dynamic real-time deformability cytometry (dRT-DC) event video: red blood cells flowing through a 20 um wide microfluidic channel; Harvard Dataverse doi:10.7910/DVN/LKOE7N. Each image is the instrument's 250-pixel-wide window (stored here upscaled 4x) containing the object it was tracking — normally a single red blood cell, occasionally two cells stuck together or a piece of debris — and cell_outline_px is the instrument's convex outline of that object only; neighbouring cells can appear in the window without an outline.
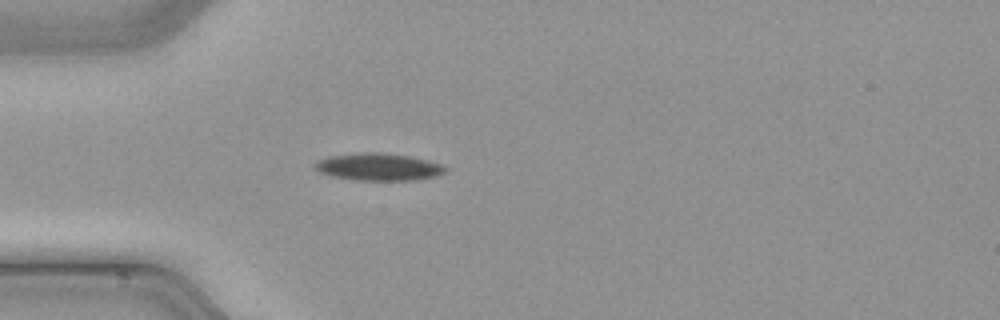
{"species": "common noctule bat (a hibernating species)", "species_latin": "Nyctalus noctula", "temperature_condition": "cold", "stored_images_in_passage": 35, "camera_frame_rate_fps": 3000, "um_per_image_px": 0.085, "animal": {"sex": "male", "body_mass_g": 21.5, "forearm_length_mm": 52.0}, "frame": {"image": 1, "passage_image": 1, "time_ms": 0.0, "image_size_px": [1000, 320], "cell_outline_px": [[448, 172], [436, 176], [412, 180], [360, 180], [336, 176], [320, 172], [312, 164], [316, 160], [328, 156], [360, 152], [380, 152], [408, 156], [428, 160], [440, 164], [448, 168]], "centroid_in_image_um": [32.19, 14.17], "position_along_channel_um": 52.8, "area_um2": 20.69}}
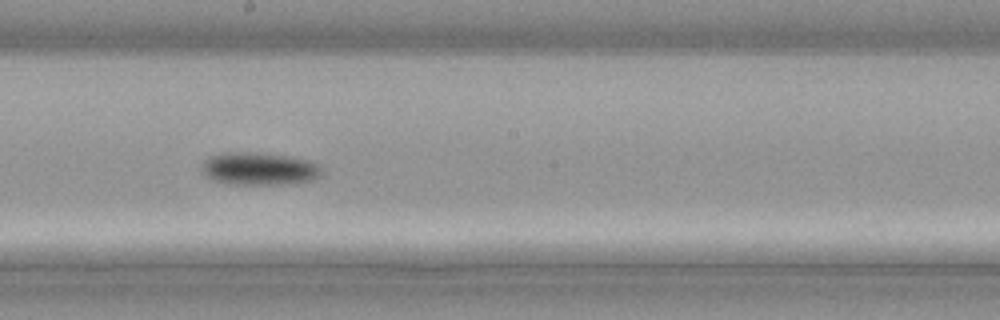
{"frame": {"image": 2, "passage_image": 14, "time_ms": 4.333, "image_size_px": [1000, 320], "cell_outline_px": [[320, 176], [312, 180], [288, 184], [228, 184], [216, 180], [208, 176], [204, 172], [204, 164], [208, 156], [224, 152], [256, 152], [288, 156], [308, 160], [320, 164]], "centroid_in_image_um": [22.07, 14.33], "position_along_channel_um": 226.1, "area_um2": 22.66}}
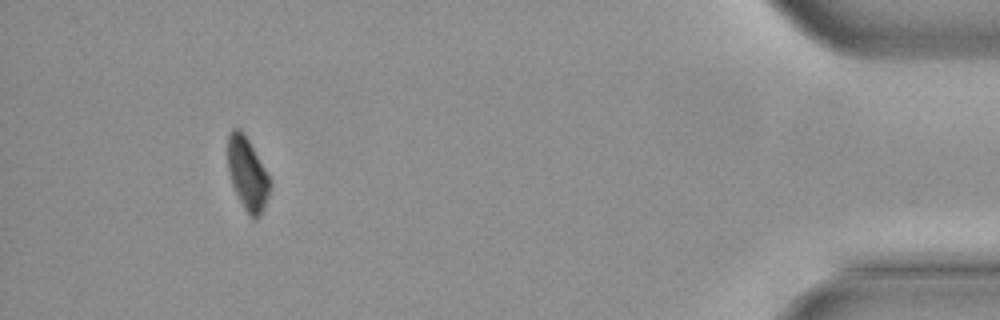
{"frame": {"image": 3, "passage_image": 32, "time_ms": 10.333, "image_size_px": [1000, 320], "cell_outline_px": [[268, 192], [260, 216], [256, 220], [244, 208], [232, 184], [228, 172], [228, 132], [232, 128], [240, 128], [244, 132], [264, 168], [268, 176]], "centroid_in_image_um": [20.98, 14.7], "position_along_channel_um": 414.2, "area_um2": 17.22}}